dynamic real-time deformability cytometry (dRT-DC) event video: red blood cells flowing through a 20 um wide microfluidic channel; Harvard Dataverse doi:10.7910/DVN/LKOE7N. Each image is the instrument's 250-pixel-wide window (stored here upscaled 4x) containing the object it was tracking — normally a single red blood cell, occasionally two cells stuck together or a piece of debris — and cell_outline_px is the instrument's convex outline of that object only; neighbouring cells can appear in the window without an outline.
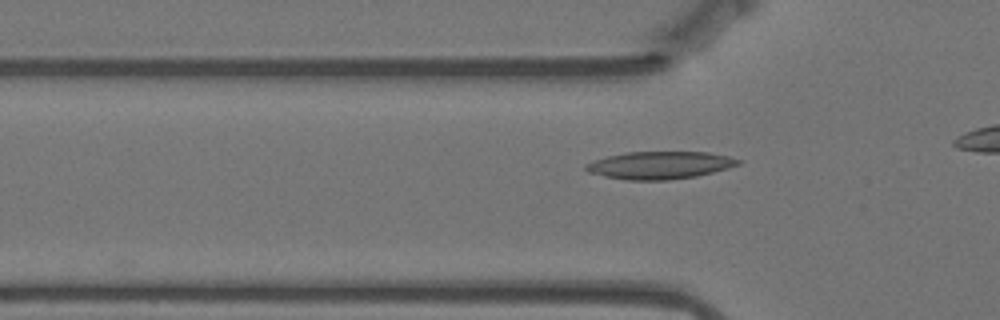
{"species": "Egyptian fruit bat (a non-hibernating species)", "species_latin": "Rousettus aegyptiacus", "temperature_condition": "warm", "stored_images_in_passage": 14, "camera_frame_rate_fps": 3000, "um_per_image_px": 0.085, "animal": {"sex": "female"}, "frame": {"image": 1, "passage_image": 4, "time_ms": 1.0, "image_size_px": [1000, 320], "cell_outline_px": [[740, 164], [728, 168], [696, 176], [668, 180], [628, 180], [604, 176], [588, 172], [584, 168], [584, 164], [592, 160], [608, 156], [628, 152], [708, 152], [728, 156], [740, 160]], "centroid_in_image_um": [56.05, 14.04], "position_along_channel_um": 69.8, "area_um2": 24.39}}
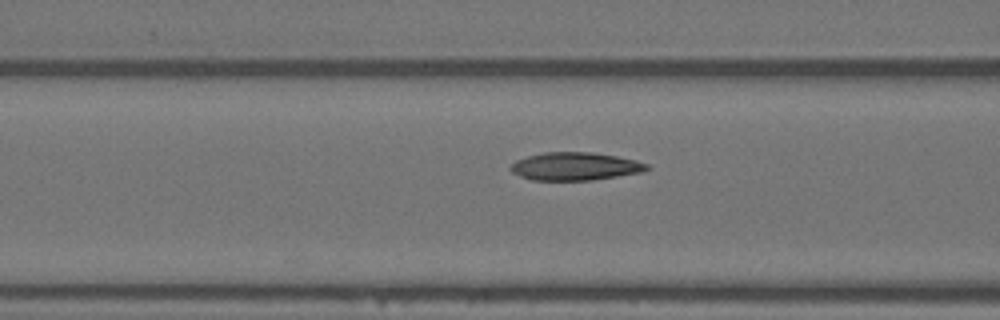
{"frame": {"image": 2, "passage_image": 8, "time_ms": 2.333, "image_size_px": [1000, 320], "cell_outline_px": [[652, 168], [644, 172], [592, 180], [532, 180], [520, 176], [512, 172], [508, 168], [516, 160], [528, 156], [544, 152], [592, 152], [616, 156], [636, 160], [648, 164]], "centroid_in_image_um": [48.91, 14.14], "position_along_channel_um": 117.7, "area_um2": 22.31}}
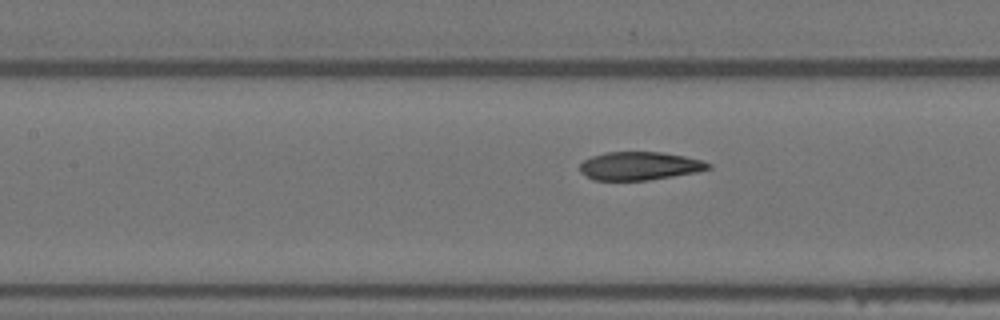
{"frame": {"image": 3, "passage_image": 11, "time_ms": 3.333, "image_size_px": [1000, 320], "cell_outline_px": [[712, 168], [696, 172], [648, 180], [592, 180], [580, 172], [580, 164], [584, 160], [592, 156], [604, 152], [660, 152], [684, 156], [700, 160], [712, 164]], "centroid_in_image_um": [54.34, 14.1], "position_along_channel_um": 153.1, "area_um2": 21.1}}